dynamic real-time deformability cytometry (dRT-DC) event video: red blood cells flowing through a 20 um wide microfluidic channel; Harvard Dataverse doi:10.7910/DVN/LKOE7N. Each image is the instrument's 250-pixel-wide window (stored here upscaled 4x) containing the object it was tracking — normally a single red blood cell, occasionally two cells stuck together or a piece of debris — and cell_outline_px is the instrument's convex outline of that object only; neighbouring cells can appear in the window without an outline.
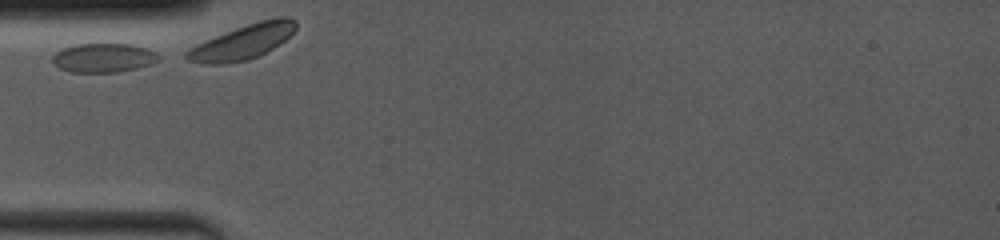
{"species": "common noctule bat (a hibernating species)", "species_latin": "Nyctalus noctula", "temperature_condition": "room temperature", "stored_images_in_passage": 35, "camera_frame_rate_fps": 4000, "um_per_image_px": 0.085, "animal": {"sex": "female", "body_mass_g": 19.0, "forearm_length_mm": 53.3}, "frame": {"image": 1, "passage_image": 1, "time_ms": 0.0, "image_size_px": [1000, 240], "cell_outline_px": [[160, 60], [152, 64], [136, 68], [116, 72], [72, 72], [60, 68], [52, 60], [52, 56], [56, 52], [64, 48], [76, 44], [132, 44], [156, 52], [160, 56]], "centroid_in_image_um": [8.83, 4.91], "position_along_channel_um": 76.2, "area_um2": 17.86}}